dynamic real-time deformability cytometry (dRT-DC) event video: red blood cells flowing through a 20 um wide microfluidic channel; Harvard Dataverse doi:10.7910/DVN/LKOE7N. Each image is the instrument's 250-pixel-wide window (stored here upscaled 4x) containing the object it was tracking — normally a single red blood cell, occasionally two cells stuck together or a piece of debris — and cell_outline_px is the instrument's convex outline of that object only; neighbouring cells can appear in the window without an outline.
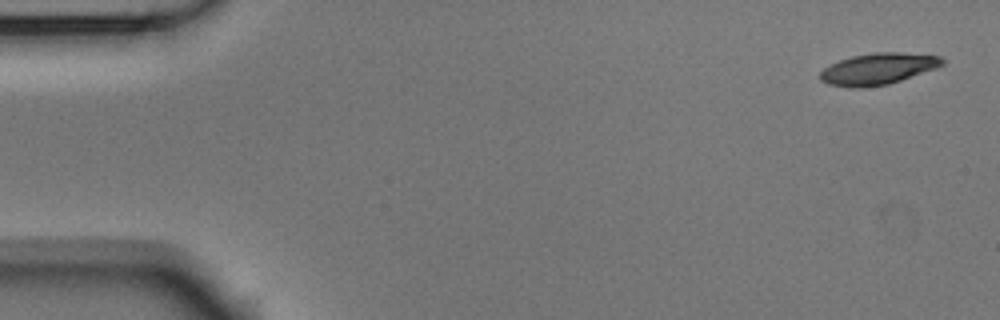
{"species": "Egyptian fruit bat (a non-hibernating species)", "species_latin": "Rousettus aegyptiacus", "temperature_condition": "room temperature", "stored_images_in_passage": 7, "camera_frame_rate_fps": 3000, "um_per_image_px": 0.085, "animal": {"sex": "male"}, "frame": {"image": 1, "passage_image": 1, "time_ms": 0.0, "image_size_px": [1000, 320], "cell_outline_px": [[944, 64], [936, 68], [888, 84], [864, 88], [848, 88], [828, 84], [820, 80], [820, 72], [824, 68], [840, 60], [852, 56], [872, 52], [900, 52], [940, 56], [944, 60]], "centroid_in_image_um": [74.61, 5.85], "position_along_channel_um": 10.4, "area_um2": 22.37}}
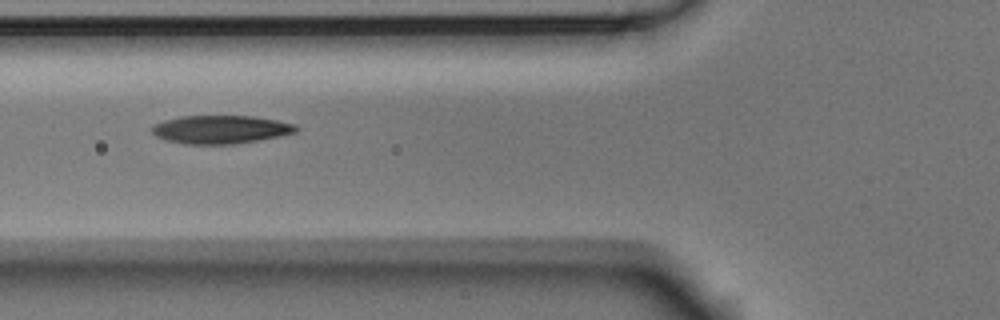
{"frame": {"image": 2, "passage_image": 5, "time_ms": 1.333, "image_size_px": [1000, 320], "cell_outline_px": [[300, 128], [296, 132], [280, 136], [232, 144], [184, 144], [164, 140], [156, 136], [152, 132], [152, 128], [156, 124], [164, 120], [180, 116], [252, 116], [276, 120], [296, 124]], "centroid_in_image_um": [18.76, 11.0], "position_along_channel_um": 107.0, "area_um2": 23.7}}
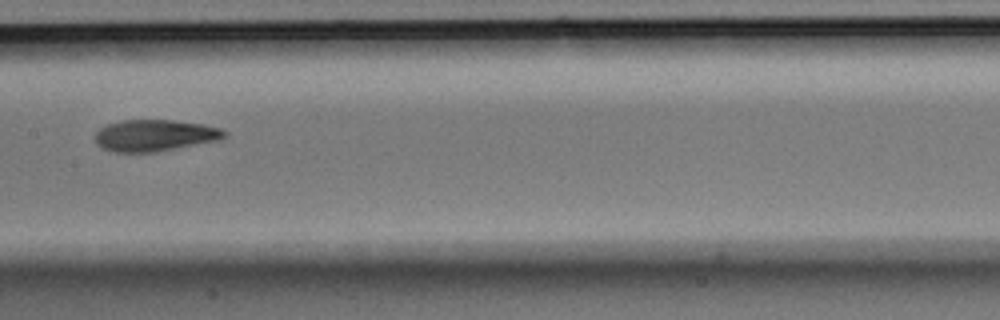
{"frame": {"image": 3, "passage_image": 7, "time_ms": 2.0, "image_size_px": [1000, 320], "cell_outline_px": [[228, 132], [224, 136], [216, 140], [156, 152], [116, 152], [104, 148], [96, 144], [96, 132], [100, 128], [108, 124], [124, 120], [172, 120], [204, 124], [220, 128]], "centroid_in_image_um": [13.14, 11.5], "position_along_channel_um": 194.3, "area_um2": 23.47}}